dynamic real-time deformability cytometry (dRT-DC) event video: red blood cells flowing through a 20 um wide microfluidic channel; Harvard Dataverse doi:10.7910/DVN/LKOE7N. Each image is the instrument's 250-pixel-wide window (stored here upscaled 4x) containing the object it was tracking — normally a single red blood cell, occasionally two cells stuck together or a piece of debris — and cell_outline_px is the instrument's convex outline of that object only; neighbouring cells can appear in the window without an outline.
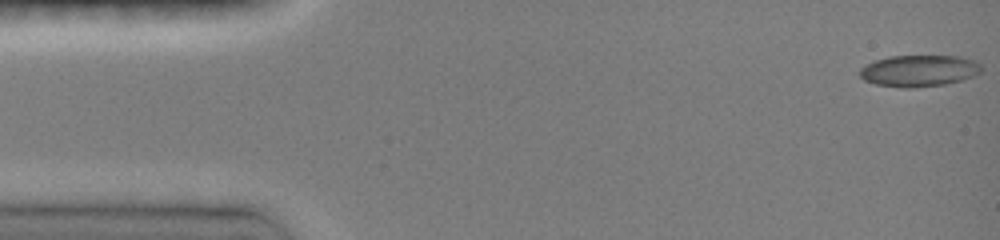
{"species": "common noctule bat (a hibernating species)", "species_latin": "Nyctalus noctula", "temperature_condition": "room temperature", "stored_images_in_passage": 47, "camera_frame_rate_fps": 3000, "um_per_image_px": 0.085, "animal": {"sex": "female", "body_mass_g": 19.0, "forearm_length_mm": 51.5}, "frame": {"image": 1, "passage_image": 1, "time_ms": 0.0, "image_size_px": [1000, 240], "cell_outline_px": [[980, 72], [972, 76], [960, 80], [944, 84], [912, 88], [904, 88], [876, 84], [864, 80], [860, 76], [860, 68], [876, 60], [888, 56], [960, 56], [976, 60], [980, 64]], "centroid_in_image_um": [78.11, 6.01], "position_along_channel_um": 6.9, "area_um2": 22.2}}
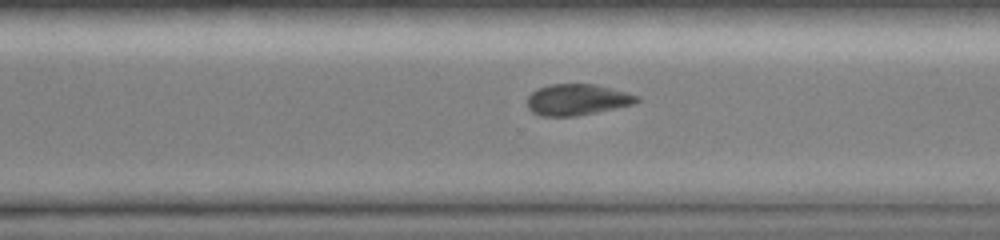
{"frame": {"image": 2, "passage_image": 33, "time_ms": 10.667, "image_size_px": [1000, 240], "cell_outline_px": [[640, 100], [632, 104], [616, 108], [596, 112], [572, 116], [540, 116], [532, 112], [528, 108], [528, 96], [536, 88], [548, 84], [596, 84], [628, 92], [640, 96]], "centroid_in_image_um": [49.05, 8.46], "position_along_channel_um": 321.5, "area_um2": 20.0}}
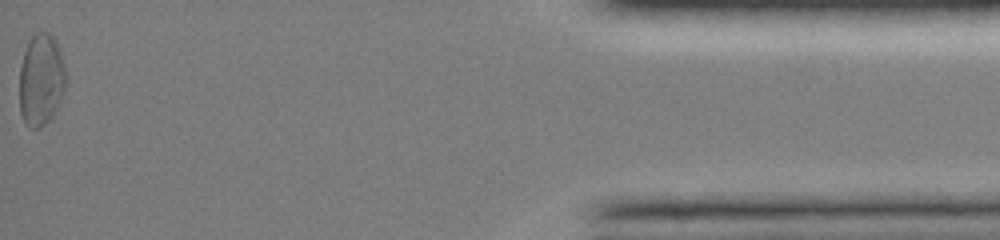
{"frame": {"image": 3, "passage_image": 47, "time_ms": 15.333, "image_size_px": [1000, 240], "cell_outline_px": [[68, 84], [52, 116], [40, 128], [32, 128], [24, 124], [20, 112], [20, 68], [24, 52], [32, 36], [36, 32], [48, 32], [56, 40], [68, 76]], "centroid_in_image_um": [3.52, 6.79], "position_along_channel_um": 431.7, "area_um2": 25.09}, "authors_computed_cell_mechanics": {"area_um2": 21.2126, "velocity_mm_per_s": 4.0854, "shape_relaxation_time_tau1_ms": 2.934, "shape_relaxation_time_tau2_ms": 8.44, "deformation_change_tau1": 0.0832, "deformation_change_tau2": 0.1348}}